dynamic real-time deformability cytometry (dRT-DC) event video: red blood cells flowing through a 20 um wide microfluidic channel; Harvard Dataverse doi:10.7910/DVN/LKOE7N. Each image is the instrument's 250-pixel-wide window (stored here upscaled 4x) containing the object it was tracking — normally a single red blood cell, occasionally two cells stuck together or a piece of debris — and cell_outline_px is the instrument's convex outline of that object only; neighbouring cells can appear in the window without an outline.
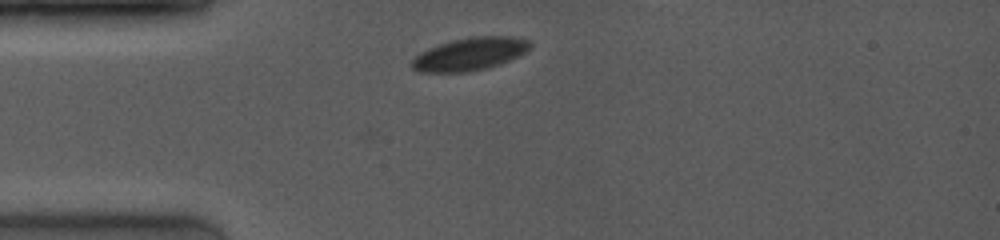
{"species": "common noctule bat (a hibernating species)", "species_latin": "Nyctalus noctula", "temperature_condition": "room temperature", "stored_images_in_passage": 2, "camera_frame_rate_fps": 4000, "um_per_image_px": 0.085, "animal": {"sex": "female", "body_mass_g": 19.0, "forearm_length_mm": 53.3}, "frame": {"image": 1, "passage_image": 2, "time_ms": 0.5, "image_size_px": [1000, 240], "cell_outline_px": [[532, 48], [500, 64], [468, 72], [420, 72], [412, 68], [408, 64], [420, 52], [428, 48], [440, 44], [472, 36], [512, 36], [528, 40], [532, 44]], "centroid_in_image_um": [39.92, 4.59], "position_along_channel_um": 45.1, "area_um2": 22.43}}